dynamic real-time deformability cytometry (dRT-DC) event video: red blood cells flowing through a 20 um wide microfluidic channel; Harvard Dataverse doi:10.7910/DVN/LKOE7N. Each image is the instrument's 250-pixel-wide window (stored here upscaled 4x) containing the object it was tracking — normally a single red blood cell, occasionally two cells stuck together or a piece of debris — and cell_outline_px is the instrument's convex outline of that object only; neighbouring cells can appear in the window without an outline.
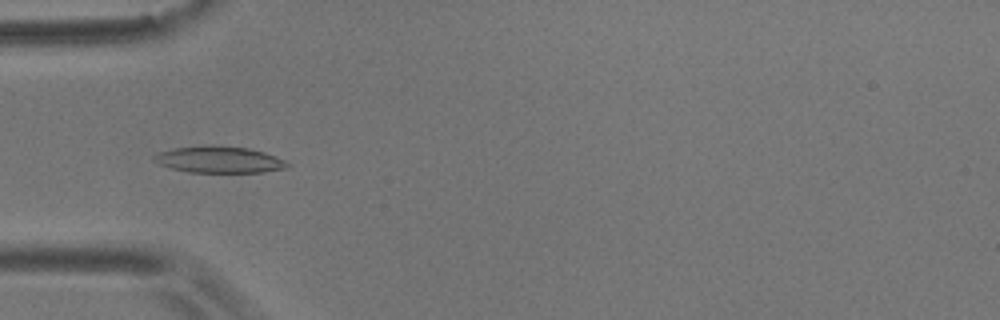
{"species": "common noctule bat (a hibernating species)", "species_latin": "Nyctalus noctula", "temperature_condition": "room temperature", "stored_images_in_passage": 5, "camera_frame_rate_fps": 3000, "um_per_image_px": 0.085, "animal": {"sex": "male", "body_mass_g": 17.9}, "frame": {"image": 1, "passage_image": 5, "time_ms": 4.667, "image_size_px": [1000, 320], "cell_outline_px": [[292, 164], [288, 168], [264, 172], [188, 172], [172, 168], [160, 164], [152, 160], [152, 156], [160, 152], [176, 148], [248, 148], [264, 152], [276, 156]], "centroid_in_image_um": [18.7, 13.62], "position_along_channel_um": 66.3, "area_um2": 19.71}}